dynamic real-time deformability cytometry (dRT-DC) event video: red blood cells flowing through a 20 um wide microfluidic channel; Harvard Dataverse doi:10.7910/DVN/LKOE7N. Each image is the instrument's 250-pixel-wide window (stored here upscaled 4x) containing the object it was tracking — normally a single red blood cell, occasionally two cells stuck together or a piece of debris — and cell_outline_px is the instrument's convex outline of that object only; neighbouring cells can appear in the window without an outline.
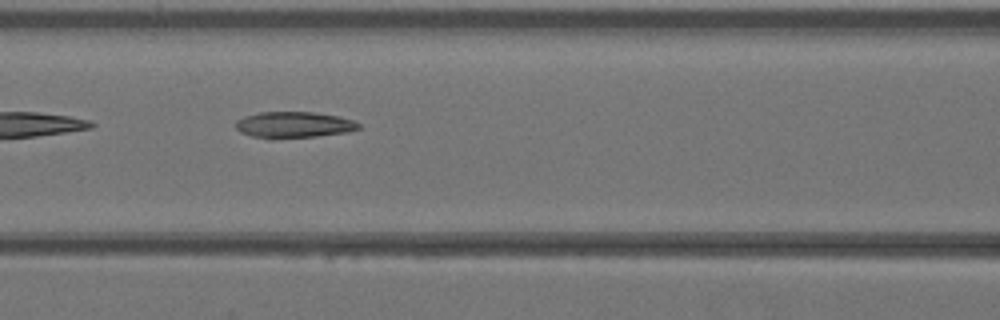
{"species": "Egyptian fruit bat (a non-hibernating species)", "species_latin": "Rousettus aegyptiacus", "temperature_condition": "warm", "stored_images_in_passage": 26, "camera_frame_rate_fps": 3000, "um_per_image_px": 0.085, "animal": {"sex": "female"}, "frame": {"image": 1, "passage_image": 6, "time_ms": 1.667, "image_size_px": [1000, 320], "cell_outline_px": [[360, 128], [348, 132], [316, 136], [272, 140], [268, 140], [252, 136], [240, 132], [236, 128], [236, 120], [244, 116], [260, 112], [312, 112], [340, 116], [352, 120], [360, 124]], "centroid_in_image_um": [24.94, 10.62], "position_along_channel_um": 141.7, "area_um2": 19.07}}
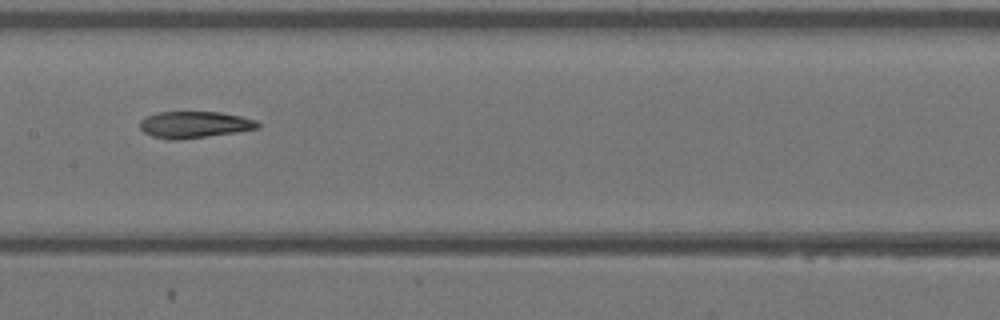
{"frame": {"image": 2, "passage_image": 9, "time_ms": 2.667, "image_size_px": [1000, 320], "cell_outline_px": [[260, 128], [236, 132], [176, 140], [168, 140], [152, 136], [144, 132], [140, 128], [140, 120], [144, 116], [156, 112], [220, 112], [240, 116], [256, 120], [260, 124]], "centroid_in_image_um": [16.5, 10.59], "position_along_channel_um": 190.9, "area_um2": 18.32}}